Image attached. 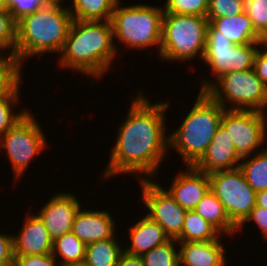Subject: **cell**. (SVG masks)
<instances>
[{"label": "cell", "mask_w": 267, "mask_h": 266, "mask_svg": "<svg viewBox=\"0 0 267 266\" xmlns=\"http://www.w3.org/2000/svg\"><path fill=\"white\" fill-rule=\"evenodd\" d=\"M7 10H9L14 4L17 3V0H5Z\"/></svg>", "instance_id": "b9f144b4"}, {"label": "cell", "mask_w": 267, "mask_h": 266, "mask_svg": "<svg viewBox=\"0 0 267 266\" xmlns=\"http://www.w3.org/2000/svg\"><path fill=\"white\" fill-rule=\"evenodd\" d=\"M14 246L13 233H3L0 230V266H13Z\"/></svg>", "instance_id": "8d00e7d4"}, {"label": "cell", "mask_w": 267, "mask_h": 266, "mask_svg": "<svg viewBox=\"0 0 267 266\" xmlns=\"http://www.w3.org/2000/svg\"><path fill=\"white\" fill-rule=\"evenodd\" d=\"M137 182L141 187L142 205L146 208L144 213L158 223L170 239H176L182 232L187 210L174 200L157 179H141Z\"/></svg>", "instance_id": "7c38bea8"}, {"label": "cell", "mask_w": 267, "mask_h": 266, "mask_svg": "<svg viewBox=\"0 0 267 266\" xmlns=\"http://www.w3.org/2000/svg\"><path fill=\"white\" fill-rule=\"evenodd\" d=\"M194 211L222 236L230 238L237 235V226L230 220L225 207L211 190L201 199Z\"/></svg>", "instance_id": "44dd1931"}, {"label": "cell", "mask_w": 267, "mask_h": 266, "mask_svg": "<svg viewBox=\"0 0 267 266\" xmlns=\"http://www.w3.org/2000/svg\"><path fill=\"white\" fill-rule=\"evenodd\" d=\"M221 234L208 221L199 216L194 210H188L185 215L178 242H199L217 240Z\"/></svg>", "instance_id": "484cf974"}, {"label": "cell", "mask_w": 267, "mask_h": 266, "mask_svg": "<svg viewBox=\"0 0 267 266\" xmlns=\"http://www.w3.org/2000/svg\"><path fill=\"white\" fill-rule=\"evenodd\" d=\"M86 246L72 232H68L53 240L51 254L59 261V266H82Z\"/></svg>", "instance_id": "603a6c76"}, {"label": "cell", "mask_w": 267, "mask_h": 266, "mask_svg": "<svg viewBox=\"0 0 267 266\" xmlns=\"http://www.w3.org/2000/svg\"><path fill=\"white\" fill-rule=\"evenodd\" d=\"M254 71L267 87V43H261L254 59Z\"/></svg>", "instance_id": "74e56055"}, {"label": "cell", "mask_w": 267, "mask_h": 266, "mask_svg": "<svg viewBox=\"0 0 267 266\" xmlns=\"http://www.w3.org/2000/svg\"><path fill=\"white\" fill-rule=\"evenodd\" d=\"M239 168L249 186L255 191L267 189V145L255 153L241 158Z\"/></svg>", "instance_id": "d4e9b609"}, {"label": "cell", "mask_w": 267, "mask_h": 266, "mask_svg": "<svg viewBox=\"0 0 267 266\" xmlns=\"http://www.w3.org/2000/svg\"><path fill=\"white\" fill-rule=\"evenodd\" d=\"M171 177L166 190L185 210H194L201 199L210 190V180L206 173L196 170L193 166H185Z\"/></svg>", "instance_id": "5bb4252c"}, {"label": "cell", "mask_w": 267, "mask_h": 266, "mask_svg": "<svg viewBox=\"0 0 267 266\" xmlns=\"http://www.w3.org/2000/svg\"><path fill=\"white\" fill-rule=\"evenodd\" d=\"M21 89L22 86L20 84L12 93L0 95V137L14 127L31 110L25 107L17 112V107L15 106H18L19 103L21 104Z\"/></svg>", "instance_id": "83f0119b"}, {"label": "cell", "mask_w": 267, "mask_h": 266, "mask_svg": "<svg viewBox=\"0 0 267 266\" xmlns=\"http://www.w3.org/2000/svg\"><path fill=\"white\" fill-rule=\"evenodd\" d=\"M163 4L164 13L207 17L209 0H166Z\"/></svg>", "instance_id": "f546056e"}, {"label": "cell", "mask_w": 267, "mask_h": 266, "mask_svg": "<svg viewBox=\"0 0 267 266\" xmlns=\"http://www.w3.org/2000/svg\"><path fill=\"white\" fill-rule=\"evenodd\" d=\"M24 67L16 54L0 51V95L12 93L23 84Z\"/></svg>", "instance_id": "4316f807"}, {"label": "cell", "mask_w": 267, "mask_h": 266, "mask_svg": "<svg viewBox=\"0 0 267 266\" xmlns=\"http://www.w3.org/2000/svg\"><path fill=\"white\" fill-rule=\"evenodd\" d=\"M32 111L0 137V150L8 156L14 182H20L34 159L49 148L42 124Z\"/></svg>", "instance_id": "ba28073f"}, {"label": "cell", "mask_w": 267, "mask_h": 266, "mask_svg": "<svg viewBox=\"0 0 267 266\" xmlns=\"http://www.w3.org/2000/svg\"><path fill=\"white\" fill-rule=\"evenodd\" d=\"M221 125L229 134L241 158L254 155L267 145L266 112L225 109Z\"/></svg>", "instance_id": "8fae6325"}, {"label": "cell", "mask_w": 267, "mask_h": 266, "mask_svg": "<svg viewBox=\"0 0 267 266\" xmlns=\"http://www.w3.org/2000/svg\"><path fill=\"white\" fill-rule=\"evenodd\" d=\"M206 92L224 109L267 113V87L254 69L225 73Z\"/></svg>", "instance_id": "52a82bcc"}, {"label": "cell", "mask_w": 267, "mask_h": 266, "mask_svg": "<svg viewBox=\"0 0 267 266\" xmlns=\"http://www.w3.org/2000/svg\"><path fill=\"white\" fill-rule=\"evenodd\" d=\"M258 37L260 43H267V22L266 24L258 31Z\"/></svg>", "instance_id": "60d3db41"}, {"label": "cell", "mask_w": 267, "mask_h": 266, "mask_svg": "<svg viewBox=\"0 0 267 266\" xmlns=\"http://www.w3.org/2000/svg\"><path fill=\"white\" fill-rule=\"evenodd\" d=\"M260 44L235 45L225 36H207L202 64H206L205 67L209 69L207 73L210 74H208L209 77L208 75L202 77L199 91H206L225 73L253 69L255 55Z\"/></svg>", "instance_id": "9c48e42d"}, {"label": "cell", "mask_w": 267, "mask_h": 266, "mask_svg": "<svg viewBox=\"0 0 267 266\" xmlns=\"http://www.w3.org/2000/svg\"><path fill=\"white\" fill-rule=\"evenodd\" d=\"M67 192L54 193L37 214L52 240L71 232L76 214L83 205L78 195Z\"/></svg>", "instance_id": "4fadbf2b"}, {"label": "cell", "mask_w": 267, "mask_h": 266, "mask_svg": "<svg viewBox=\"0 0 267 266\" xmlns=\"http://www.w3.org/2000/svg\"><path fill=\"white\" fill-rule=\"evenodd\" d=\"M64 3L48 4L16 21L15 54L23 66L27 59L63 50L73 22Z\"/></svg>", "instance_id": "3957f363"}, {"label": "cell", "mask_w": 267, "mask_h": 266, "mask_svg": "<svg viewBox=\"0 0 267 266\" xmlns=\"http://www.w3.org/2000/svg\"><path fill=\"white\" fill-rule=\"evenodd\" d=\"M20 231L13 234L14 256L52 253V243L47 228L37 213H25Z\"/></svg>", "instance_id": "e0dca14e"}, {"label": "cell", "mask_w": 267, "mask_h": 266, "mask_svg": "<svg viewBox=\"0 0 267 266\" xmlns=\"http://www.w3.org/2000/svg\"><path fill=\"white\" fill-rule=\"evenodd\" d=\"M144 266H180L179 246L176 239L153 248L141 255Z\"/></svg>", "instance_id": "f1b7e54d"}, {"label": "cell", "mask_w": 267, "mask_h": 266, "mask_svg": "<svg viewBox=\"0 0 267 266\" xmlns=\"http://www.w3.org/2000/svg\"><path fill=\"white\" fill-rule=\"evenodd\" d=\"M117 55L111 21L73 20L56 62L59 69L92 77V85L93 80H100L115 67L112 62Z\"/></svg>", "instance_id": "7a4b0ae2"}, {"label": "cell", "mask_w": 267, "mask_h": 266, "mask_svg": "<svg viewBox=\"0 0 267 266\" xmlns=\"http://www.w3.org/2000/svg\"><path fill=\"white\" fill-rule=\"evenodd\" d=\"M46 0H17L8 11L15 21L21 17L38 11L41 7L48 5Z\"/></svg>", "instance_id": "d590c367"}, {"label": "cell", "mask_w": 267, "mask_h": 266, "mask_svg": "<svg viewBox=\"0 0 267 266\" xmlns=\"http://www.w3.org/2000/svg\"><path fill=\"white\" fill-rule=\"evenodd\" d=\"M145 94L139 91L133 96L124 122L118 124L117 138L100 182L128 174H134L138 180L155 179L168 159L169 133L165 120L171 103L160 100L154 104Z\"/></svg>", "instance_id": "6da1fadb"}, {"label": "cell", "mask_w": 267, "mask_h": 266, "mask_svg": "<svg viewBox=\"0 0 267 266\" xmlns=\"http://www.w3.org/2000/svg\"><path fill=\"white\" fill-rule=\"evenodd\" d=\"M226 237L221 235L211 241L178 242L180 266H227L229 253L222 241Z\"/></svg>", "instance_id": "ac0fdd59"}, {"label": "cell", "mask_w": 267, "mask_h": 266, "mask_svg": "<svg viewBox=\"0 0 267 266\" xmlns=\"http://www.w3.org/2000/svg\"><path fill=\"white\" fill-rule=\"evenodd\" d=\"M114 218L109 209L92 210L81 207L76 214L71 232L86 245L113 238L118 231V224Z\"/></svg>", "instance_id": "9a60e30c"}, {"label": "cell", "mask_w": 267, "mask_h": 266, "mask_svg": "<svg viewBox=\"0 0 267 266\" xmlns=\"http://www.w3.org/2000/svg\"><path fill=\"white\" fill-rule=\"evenodd\" d=\"M207 17L164 13L162 39L158 60L187 62L202 61L207 41ZM192 59V60H191ZM201 59V60H200Z\"/></svg>", "instance_id": "8992f818"}, {"label": "cell", "mask_w": 267, "mask_h": 266, "mask_svg": "<svg viewBox=\"0 0 267 266\" xmlns=\"http://www.w3.org/2000/svg\"><path fill=\"white\" fill-rule=\"evenodd\" d=\"M122 0L115 4L111 18L113 40L117 53V44H123L131 50H144L156 46L159 58L162 39L163 6L150 3H132L124 6ZM117 40V41H116ZM118 42V43H117Z\"/></svg>", "instance_id": "5b68a950"}, {"label": "cell", "mask_w": 267, "mask_h": 266, "mask_svg": "<svg viewBox=\"0 0 267 266\" xmlns=\"http://www.w3.org/2000/svg\"><path fill=\"white\" fill-rule=\"evenodd\" d=\"M243 12V0H209L207 18L230 17Z\"/></svg>", "instance_id": "1f68e13d"}, {"label": "cell", "mask_w": 267, "mask_h": 266, "mask_svg": "<svg viewBox=\"0 0 267 266\" xmlns=\"http://www.w3.org/2000/svg\"><path fill=\"white\" fill-rule=\"evenodd\" d=\"M69 9L73 20L111 21L115 4L118 0H69ZM71 5V6H70ZM70 6V7H69Z\"/></svg>", "instance_id": "cb8c5ba5"}, {"label": "cell", "mask_w": 267, "mask_h": 266, "mask_svg": "<svg viewBox=\"0 0 267 266\" xmlns=\"http://www.w3.org/2000/svg\"><path fill=\"white\" fill-rule=\"evenodd\" d=\"M16 45V21L8 10H0V51L14 53Z\"/></svg>", "instance_id": "4dcf8cb0"}, {"label": "cell", "mask_w": 267, "mask_h": 266, "mask_svg": "<svg viewBox=\"0 0 267 266\" xmlns=\"http://www.w3.org/2000/svg\"><path fill=\"white\" fill-rule=\"evenodd\" d=\"M117 266H144V263L141 255H133L123 251Z\"/></svg>", "instance_id": "f35d334b"}, {"label": "cell", "mask_w": 267, "mask_h": 266, "mask_svg": "<svg viewBox=\"0 0 267 266\" xmlns=\"http://www.w3.org/2000/svg\"><path fill=\"white\" fill-rule=\"evenodd\" d=\"M208 20L207 36H225L235 45L260 43L258 32L246 12L230 17L208 18Z\"/></svg>", "instance_id": "d6986e66"}, {"label": "cell", "mask_w": 267, "mask_h": 266, "mask_svg": "<svg viewBox=\"0 0 267 266\" xmlns=\"http://www.w3.org/2000/svg\"><path fill=\"white\" fill-rule=\"evenodd\" d=\"M240 161L241 157L237 154L232 139L224 127L220 125L206 152L193 167L200 172L210 174L215 171L237 168Z\"/></svg>", "instance_id": "2e32d148"}, {"label": "cell", "mask_w": 267, "mask_h": 266, "mask_svg": "<svg viewBox=\"0 0 267 266\" xmlns=\"http://www.w3.org/2000/svg\"><path fill=\"white\" fill-rule=\"evenodd\" d=\"M250 222L256 225V228H258L261 232L263 240L267 241V209L256 205L250 211L246 219L237 227V234H240L241 232V235H243L244 226H248L246 223Z\"/></svg>", "instance_id": "836d02e7"}, {"label": "cell", "mask_w": 267, "mask_h": 266, "mask_svg": "<svg viewBox=\"0 0 267 266\" xmlns=\"http://www.w3.org/2000/svg\"><path fill=\"white\" fill-rule=\"evenodd\" d=\"M210 190L238 227L256 206V192L247 183L239 167L208 174Z\"/></svg>", "instance_id": "30bf717a"}, {"label": "cell", "mask_w": 267, "mask_h": 266, "mask_svg": "<svg viewBox=\"0 0 267 266\" xmlns=\"http://www.w3.org/2000/svg\"><path fill=\"white\" fill-rule=\"evenodd\" d=\"M0 10H7L5 0H0Z\"/></svg>", "instance_id": "7bdbcfd3"}, {"label": "cell", "mask_w": 267, "mask_h": 266, "mask_svg": "<svg viewBox=\"0 0 267 266\" xmlns=\"http://www.w3.org/2000/svg\"><path fill=\"white\" fill-rule=\"evenodd\" d=\"M114 236L105 240L92 242L86 246L85 259L82 266H117L124 246Z\"/></svg>", "instance_id": "7402d4cb"}, {"label": "cell", "mask_w": 267, "mask_h": 266, "mask_svg": "<svg viewBox=\"0 0 267 266\" xmlns=\"http://www.w3.org/2000/svg\"><path fill=\"white\" fill-rule=\"evenodd\" d=\"M13 266H59L58 261L49 254L14 256Z\"/></svg>", "instance_id": "e575fe53"}, {"label": "cell", "mask_w": 267, "mask_h": 266, "mask_svg": "<svg viewBox=\"0 0 267 266\" xmlns=\"http://www.w3.org/2000/svg\"><path fill=\"white\" fill-rule=\"evenodd\" d=\"M49 4L51 3H61V2H66V0H46Z\"/></svg>", "instance_id": "ee69618b"}, {"label": "cell", "mask_w": 267, "mask_h": 266, "mask_svg": "<svg viewBox=\"0 0 267 266\" xmlns=\"http://www.w3.org/2000/svg\"><path fill=\"white\" fill-rule=\"evenodd\" d=\"M224 110L206 91H198L179 127L169 131V150L174 149L185 166H193L206 152Z\"/></svg>", "instance_id": "277c9868"}, {"label": "cell", "mask_w": 267, "mask_h": 266, "mask_svg": "<svg viewBox=\"0 0 267 266\" xmlns=\"http://www.w3.org/2000/svg\"><path fill=\"white\" fill-rule=\"evenodd\" d=\"M243 7L258 32L267 22V0H243Z\"/></svg>", "instance_id": "d6a6232c"}, {"label": "cell", "mask_w": 267, "mask_h": 266, "mask_svg": "<svg viewBox=\"0 0 267 266\" xmlns=\"http://www.w3.org/2000/svg\"><path fill=\"white\" fill-rule=\"evenodd\" d=\"M256 205L267 209V189L256 192Z\"/></svg>", "instance_id": "ab89813d"}, {"label": "cell", "mask_w": 267, "mask_h": 266, "mask_svg": "<svg viewBox=\"0 0 267 266\" xmlns=\"http://www.w3.org/2000/svg\"><path fill=\"white\" fill-rule=\"evenodd\" d=\"M144 215V216H143ZM140 220L127 228L129 245H125L124 251L133 255H142L153 248L160 246L170 240L164 229L155 221L151 220L145 213ZM129 229V230H128ZM129 231V232H128Z\"/></svg>", "instance_id": "ffe728a7"}]
</instances>
